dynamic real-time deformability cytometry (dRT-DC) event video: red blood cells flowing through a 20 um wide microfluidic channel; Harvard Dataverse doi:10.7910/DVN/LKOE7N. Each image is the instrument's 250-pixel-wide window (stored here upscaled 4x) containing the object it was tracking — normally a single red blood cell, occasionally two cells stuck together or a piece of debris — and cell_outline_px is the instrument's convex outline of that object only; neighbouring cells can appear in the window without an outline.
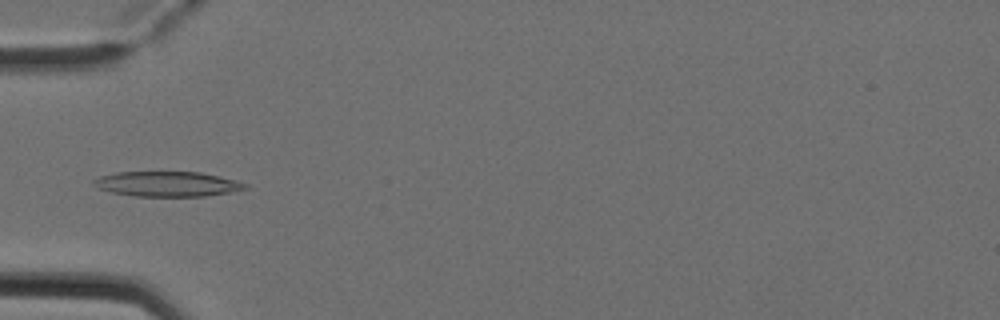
{"species": "Egyptian fruit bat (a non-hibernating species)", "species_latin": "Rousettus aegyptiacus", "temperature_condition": "cold", "stored_images_in_passage": 2, "camera_frame_rate_fps": 3000, "um_per_image_px": 0.085, "animal": {"sex": "female"}, "frame": {"image": 1, "passage_image": 2, "time_ms": 0.333, "image_size_px": [1000, 320], "cell_outline_px": [[252, 188], [204, 196], [132, 196], [108, 192], [92, 184], [92, 180], [100, 176], [116, 172], [200, 172], [220, 176], [248, 184]], "centroid_in_image_um": [14.21, 15.64], "position_along_channel_um": 70.8, "area_um2": 22.2}}